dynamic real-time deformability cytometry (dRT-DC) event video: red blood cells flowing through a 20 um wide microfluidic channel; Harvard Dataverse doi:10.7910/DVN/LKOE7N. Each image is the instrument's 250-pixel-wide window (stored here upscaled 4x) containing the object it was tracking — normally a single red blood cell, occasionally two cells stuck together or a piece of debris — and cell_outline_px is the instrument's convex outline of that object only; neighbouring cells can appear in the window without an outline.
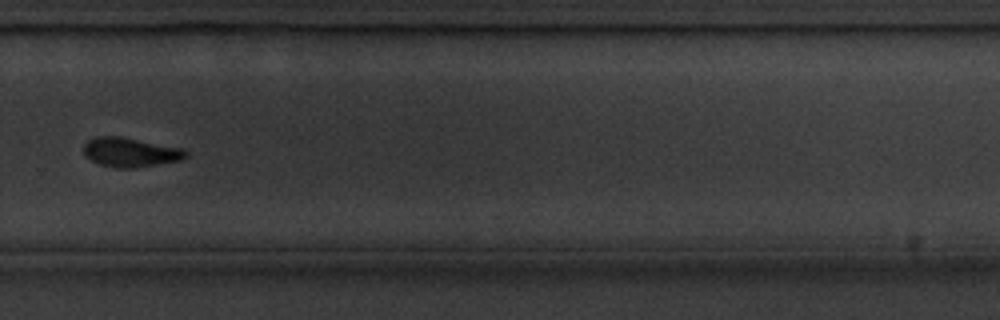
{"species": "common noctule bat (a hibernating species)", "species_latin": "Nyctalus noctula", "temperature_condition": "cold", "stored_images_in_passage": 15, "camera_frame_rate_fps": 3000, "um_per_image_px": 0.085, "animal": {"sex": "male", "body_mass_g": 20.1, "forearm_length_mm": 53.5}, "frame": {"image": 1, "passage_image": 11, "time_ms": 12.333, "image_size_px": [1000, 320], "cell_outline_px": [[188, 156], [180, 160], [132, 168], [116, 168], [100, 164], [84, 156], [84, 144], [88, 140], [96, 136], [120, 136], [184, 148], [188, 152]], "centroid_in_image_um": [11.08, 12.93], "position_along_channel_um": 318.7, "area_um2": 17.46}}
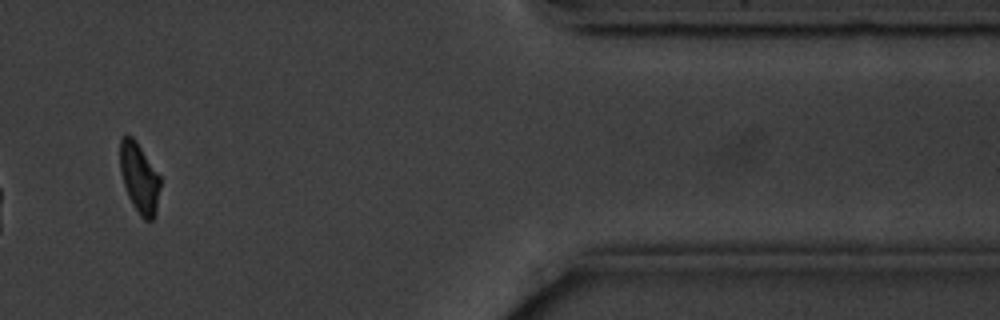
{"frame": {"image": 2, "passage_image": 13, "time_ms": 15.667, "image_size_px": [1000, 320], "cell_outline_px": [[160, 188], [156, 212], [152, 220], [144, 220], [140, 216], [132, 204], [128, 196], [120, 172], [120, 136], [128, 132], [136, 140], [160, 176]], "centroid_in_image_um": [11.83, 15.08], "position_along_channel_um": 399.6, "area_um2": 16.59}, "authors_computed_cell_mechanics": {"area_um2": 17.918, "velocity_mm_per_s": 3.5377, "shape_relaxation_time_tau1_ms": 1.5297, "shape_relaxation_time_tau2_ms": null, "deformation_change_tau1": 0.0971, "deformation_change_tau2": null}}